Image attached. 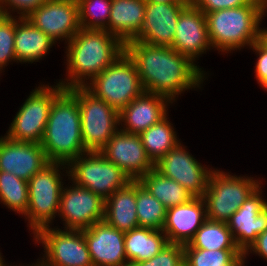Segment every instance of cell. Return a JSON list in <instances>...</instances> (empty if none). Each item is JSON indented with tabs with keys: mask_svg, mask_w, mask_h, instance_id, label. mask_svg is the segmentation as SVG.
<instances>
[{
	"mask_svg": "<svg viewBox=\"0 0 267 266\" xmlns=\"http://www.w3.org/2000/svg\"><path fill=\"white\" fill-rule=\"evenodd\" d=\"M125 52L135 63L144 91L169 99L188 89L201 88L206 73L188 57L172 47L157 46L132 40Z\"/></svg>",
	"mask_w": 267,
	"mask_h": 266,
	"instance_id": "6da1fadb",
	"label": "cell"
},
{
	"mask_svg": "<svg viewBox=\"0 0 267 266\" xmlns=\"http://www.w3.org/2000/svg\"><path fill=\"white\" fill-rule=\"evenodd\" d=\"M125 52V45L106 30L83 29L67 43L68 78L59 80L64 89L84 87ZM69 81V82H68Z\"/></svg>",
	"mask_w": 267,
	"mask_h": 266,
	"instance_id": "7a4b0ae2",
	"label": "cell"
},
{
	"mask_svg": "<svg viewBox=\"0 0 267 266\" xmlns=\"http://www.w3.org/2000/svg\"><path fill=\"white\" fill-rule=\"evenodd\" d=\"M41 145L49 162L66 165L87 152L82 141L78 100L67 89L51 106Z\"/></svg>",
	"mask_w": 267,
	"mask_h": 266,
	"instance_id": "3957f363",
	"label": "cell"
},
{
	"mask_svg": "<svg viewBox=\"0 0 267 266\" xmlns=\"http://www.w3.org/2000/svg\"><path fill=\"white\" fill-rule=\"evenodd\" d=\"M266 12L264 0H252L237 8L206 13L212 49L229 53L246 46L251 47L259 40V26Z\"/></svg>",
	"mask_w": 267,
	"mask_h": 266,
	"instance_id": "277c9868",
	"label": "cell"
},
{
	"mask_svg": "<svg viewBox=\"0 0 267 266\" xmlns=\"http://www.w3.org/2000/svg\"><path fill=\"white\" fill-rule=\"evenodd\" d=\"M65 168L66 164L49 162L28 181L29 203L24 216L33 235L50 227L57 216L64 187L60 169Z\"/></svg>",
	"mask_w": 267,
	"mask_h": 266,
	"instance_id": "5b68a950",
	"label": "cell"
},
{
	"mask_svg": "<svg viewBox=\"0 0 267 266\" xmlns=\"http://www.w3.org/2000/svg\"><path fill=\"white\" fill-rule=\"evenodd\" d=\"M254 177L233 176L213 168L203 195L206 217L210 221L227 223L238 208L262 184Z\"/></svg>",
	"mask_w": 267,
	"mask_h": 266,
	"instance_id": "8992f818",
	"label": "cell"
},
{
	"mask_svg": "<svg viewBox=\"0 0 267 266\" xmlns=\"http://www.w3.org/2000/svg\"><path fill=\"white\" fill-rule=\"evenodd\" d=\"M84 87L118 112L144 92L137 67L126 52Z\"/></svg>",
	"mask_w": 267,
	"mask_h": 266,
	"instance_id": "52a82bcc",
	"label": "cell"
},
{
	"mask_svg": "<svg viewBox=\"0 0 267 266\" xmlns=\"http://www.w3.org/2000/svg\"><path fill=\"white\" fill-rule=\"evenodd\" d=\"M67 90L78 100L85 150L100 152L119 130V112L85 87Z\"/></svg>",
	"mask_w": 267,
	"mask_h": 266,
	"instance_id": "ba28073f",
	"label": "cell"
},
{
	"mask_svg": "<svg viewBox=\"0 0 267 266\" xmlns=\"http://www.w3.org/2000/svg\"><path fill=\"white\" fill-rule=\"evenodd\" d=\"M65 176L82 188L90 189L104 200L132 180L101 152L87 151L68 165Z\"/></svg>",
	"mask_w": 267,
	"mask_h": 266,
	"instance_id": "9c48e42d",
	"label": "cell"
},
{
	"mask_svg": "<svg viewBox=\"0 0 267 266\" xmlns=\"http://www.w3.org/2000/svg\"><path fill=\"white\" fill-rule=\"evenodd\" d=\"M64 90L60 83L55 86L39 85L32 90L20 106L5 136L15 141L41 144L51 106Z\"/></svg>",
	"mask_w": 267,
	"mask_h": 266,
	"instance_id": "30bf717a",
	"label": "cell"
},
{
	"mask_svg": "<svg viewBox=\"0 0 267 266\" xmlns=\"http://www.w3.org/2000/svg\"><path fill=\"white\" fill-rule=\"evenodd\" d=\"M33 237L45 250L40 266H93L83 230L45 227Z\"/></svg>",
	"mask_w": 267,
	"mask_h": 266,
	"instance_id": "8fae6325",
	"label": "cell"
},
{
	"mask_svg": "<svg viewBox=\"0 0 267 266\" xmlns=\"http://www.w3.org/2000/svg\"><path fill=\"white\" fill-rule=\"evenodd\" d=\"M104 206L101 196L72 182L63 187L58 216L65 221L64 230H84L104 220Z\"/></svg>",
	"mask_w": 267,
	"mask_h": 266,
	"instance_id": "7c38bea8",
	"label": "cell"
},
{
	"mask_svg": "<svg viewBox=\"0 0 267 266\" xmlns=\"http://www.w3.org/2000/svg\"><path fill=\"white\" fill-rule=\"evenodd\" d=\"M183 146L180 142L168 151L155 163V169L163 176L177 181L194 197H203L213 170L199 163Z\"/></svg>",
	"mask_w": 267,
	"mask_h": 266,
	"instance_id": "4fadbf2b",
	"label": "cell"
},
{
	"mask_svg": "<svg viewBox=\"0 0 267 266\" xmlns=\"http://www.w3.org/2000/svg\"><path fill=\"white\" fill-rule=\"evenodd\" d=\"M26 19L52 40L69 42L81 29L77 0H47Z\"/></svg>",
	"mask_w": 267,
	"mask_h": 266,
	"instance_id": "5bb4252c",
	"label": "cell"
},
{
	"mask_svg": "<svg viewBox=\"0 0 267 266\" xmlns=\"http://www.w3.org/2000/svg\"><path fill=\"white\" fill-rule=\"evenodd\" d=\"M103 156L122 169L132 181H138L155 168L148 157L140 135L120 129L100 151Z\"/></svg>",
	"mask_w": 267,
	"mask_h": 266,
	"instance_id": "9a60e30c",
	"label": "cell"
},
{
	"mask_svg": "<svg viewBox=\"0 0 267 266\" xmlns=\"http://www.w3.org/2000/svg\"><path fill=\"white\" fill-rule=\"evenodd\" d=\"M171 47L194 64L200 55L212 47L206 15L192 2L180 13Z\"/></svg>",
	"mask_w": 267,
	"mask_h": 266,
	"instance_id": "2e32d148",
	"label": "cell"
},
{
	"mask_svg": "<svg viewBox=\"0 0 267 266\" xmlns=\"http://www.w3.org/2000/svg\"><path fill=\"white\" fill-rule=\"evenodd\" d=\"M190 2H146L144 23L136 40L150 45L171 47L180 13Z\"/></svg>",
	"mask_w": 267,
	"mask_h": 266,
	"instance_id": "e0dca14e",
	"label": "cell"
},
{
	"mask_svg": "<svg viewBox=\"0 0 267 266\" xmlns=\"http://www.w3.org/2000/svg\"><path fill=\"white\" fill-rule=\"evenodd\" d=\"M48 163L40 143L0 137V171L12 173L28 182Z\"/></svg>",
	"mask_w": 267,
	"mask_h": 266,
	"instance_id": "ac0fdd59",
	"label": "cell"
},
{
	"mask_svg": "<svg viewBox=\"0 0 267 266\" xmlns=\"http://www.w3.org/2000/svg\"><path fill=\"white\" fill-rule=\"evenodd\" d=\"M261 186L251 194L227 222L236 245L244 253L267 229V201Z\"/></svg>",
	"mask_w": 267,
	"mask_h": 266,
	"instance_id": "d6986e66",
	"label": "cell"
},
{
	"mask_svg": "<svg viewBox=\"0 0 267 266\" xmlns=\"http://www.w3.org/2000/svg\"><path fill=\"white\" fill-rule=\"evenodd\" d=\"M93 266H123L127 263L125 233L100 221L83 230Z\"/></svg>",
	"mask_w": 267,
	"mask_h": 266,
	"instance_id": "ffe728a7",
	"label": "cell"
},
{
	"mask_svg": "<svg viewBox=\"0 0 267 266\" xmlns=\"http://www.w3.org/2000/svg\"><path fill=\"white\" fill-rule=\"evenodd\" d=\"M169 103L173 104L163 96L144 91L119 112L120 130L140 135L167 116Z\"/></svg>",
	"mask_w": 267,
	"mask_h": 266,
	"instance_id": "44dd1931",
	"label": "cell"
},
{
	"mask_svg": "<svg viewBox=\"0 0 267 266\" xmlns=\"http://www.w3.org/2000/svg\"><path fill=\"white\" fill-rule=\"evenodd\" d=\"M207 220L206 204L202 197L167 209L162 228L169 243L188 244L197 230Z\"/></svg>",
	"mask_w": 267,
	"mask_h": 266,
	"instance_id": "7402d4cb",
	"label": "cell"
},
{
	"mask_svg": "<svg viewBox=\"0 0 267 266\" xmlns=\"http://www.w3.org/2000/svg\"><path fill=\"white\" fill-rule=\"evenodd\" d=\"M145 0H112L108 32L124 45L136 40L144 23Z\"/></svg>",
	"mask_w": 267,
	"mask_h": 266,
	"instance_id": "603a6c76",
	"label": "cell"
},
{
	"mask_svg": "<svg viewBox=\"0 0 267 266\" xmlns=\"http://www.w3.org/2000/svg\"><path fill=\"white\" fill-rule=\"evenodd\" d=\"M104 221L113 228L128 232L139 227L136 211V181L116 190L105 199Z\"/></svg>",
	"mask_w": 267,
	"mask_h": 266,
	"instance_id": "cb8c5ba5",
	"label": "cell"
},
{
	"mask_svg": "<svg viewBox=\"0 0 267 266\" xmlns=\"http://www.w3.org/2000/svg\"><path fill=\"white\" fill-rule=\"evenodd\" d=\"M17 17L14 37L16 60L21 63L38 62L56 43L28 19Z\"/></svg>",
	"mask_w": 267,
	"mask_h": 266,
	"instance_id": "d4e9b609",
	"label": "cell"
},
{
	"mask_svg": "<svg viewBox=\"0 0 267 266\" xmlns=\"http://www.w3.org/2000/svg\"><path fill=\"white\" fill-rule=\"evenodd\" d=\"M124 241L127 261L134 263L151 259L169 243L162 230L145 227L125 232Z\"/></svg>",
	"mask_w": 267,
	"mask_h": 266,
	"instance_id": "484cf974",
	"label": "cell"
},
{
	"mask_svg": "<svg viewBox=\"0 0 267 266\" xmlns=\"http://www.w3.org/2000/svg\"><path fill=\"white\" fill-rule=\"evenodd\" d=\"M167 209L189 202L194 196L177 181L163 176L155 168L138 180Z\"/></svg>",
	"mask_w": 267,
	"mask_h": 266,
	"instance_id": "4316f807",
	"label": "cell"
},
{
	"mask_svg": "<svg viewBox=\"0 0 267 266\" xmlns=\"http://www.w3.org/2000/svg\"><path fill=\"white\" fill-rule=\"evenodd\" d=\"M167 117L140 134L146 153L154 164L180 143Z\"/></svg>",
	"mask_w": 267,
	"mask_h": 266,
	"instance_id": "83f0119b",
	"label": "cell"
},
{
	"mask_svg": "<svg viewBox=\"0 0 267 266\" xmlns=\"http://www.w3.org/2000/svg\"><path fill=\"white\" fill-rule=\"evenodd\" d=\"M183 248L206 250L240 249L225 222L206 220L197 230L194 237Z\"/></svg>",
	"mask_w": 267,
	"mask_h": 266,
	"instance_id": "f1b7e54d",
	"label": "cell"
},
{
	"mask_svg": "<svg viewBox=\"0 0 267 266\" xmlns=\"http://www.w3.org/2000/svg\"><path fill=\"white\" fill-rule=\"evenodd\" d=\"M136 211L139 227L162 230L167 208L136 181Z\"/></svg>",
	"mask_w": 267,
	"mask_h": 266,
	"instance_id": "f546056e",
	"label": "cell"
},
{
	"mask_svg": "<svg viewBox=\"0 0 267 266\" xmlns=\"http://www.w3.org/2000/svg\"><path fill=\"white\" fill-rule=\"evenodd\" d=\"M184 249V266H244L240 249Z\"/></svg>",
	"mask_w": 267,
	"mask_h": 266,
	"instance_id": "4dcf8cb0",
	"label": "cell"
},
{
	"mask_svg": "<svg viewBox=\"0 0 267 266\" xmlns=\"http://www.w3.org/2000/svg\"><path fill=\"white\" fill-rule=\"evenodd\" d=\"M0 202L24 215L29 203L28 182L12 173L0 171Z\"/></svg>",
	"mask_w": 267,
	"mask_h": 266,
	"instance_id": "1f68e13d",
	"label": "cell"
},
{
	"mask_svg": "<svg viewBox=\"0 0 267 266\" xmlns=\"http://www.w3.org/2000/svg\"><path fill=\"white\" fill-rule=\"evenodd\" d=\"M77 2L81 28L108 32L112 0H77Z\"/></svg>",
	"mask_w": 267,
	"mask_h": 266,
	"instance_id": "d6a6232c",
	"label": "cell"
},
{
	"mask_svg": "<svg viewBox=\"0 0 267 266\" xmlns=\"http://www.w3.org/2000/svg\"><path fill=\"white\" fill-rule=\"evenodd\" d=\"M16 28V15L0 14V70L3 71L11 61L16 60L14 37ZM9 62V63H8Z\"/></svg>",
	"mask_w": 267,
	"mask_h": 266,
	"instance_id": "836d02e7",
	"label": "cell"
},
{
	"mask_svg": "<svg viewBox=\"0 0 267 266\" xmlns=\"http://www.w3.org/2000/svg\"><path fill=\"white\" fill-rule=\"evenodd\" d=\"M140 266H184L183 245L168 243L151 259L139 262Z\"/></svg>",
	"mask_w": 267,
	"mask_h": 266,
	"instance_id": "e575fe53",
	"label": "cell"
},
{
	"mask_svg": "<svg viewBox=\"0 0 267 266\" xmlns=\"http://www.w3.org/2000/svg\"><path fill=\"white\" fill-rule=\"evenodd\" d=\"M46 2L47 0H0V14L13 16L17 12L19 18H26Z\"/></svg>",
	"mask_w": 267,
	"mask_h": 266,
	"instance_id": "d590c367",
	"label": "cell"
},
{
	"mask_svg": "<svg viewBox=\"0 0 267 266\" xmlns=\"http://www.w3.org/2000/svg\"><path fill=\"white\" fill-rule=\"evenodd\" d=\"M250 48L258 55L255 66V78L262 88L267 90V47L257 40Z\"/></svg>",
	"mask_w": 267,
	"mask_h": 266,
	"instance_id": "8d00e7d4",
	"label": "cell"
},
{
	"mask_svg": "<svg viewBox=\"0 0 267 266\" xmlns=\"http://www.w3.org/2000/svg\"><path fill=\"white\" fill-rule=\"evenodd\" d=\"M205 14L216 10L237 8L249 4L252 0H190Z\"/></svg>",
	"mask_w": 267,
	"mask_h": 266,
	"instance_id": "74e56055",
	"label": "cell"
},
{
	"mask_svg": "<svg viewBox=\"0 0 267 266\" xmlns=\"http://www.w3.org/2000/svg\"><path fill=\"white\" fill-rule=\"evenodd\" d=\"M258 254L262 259L267 261V229L257 236L256 240L250 245V247L244 252L243 264L248 253Z\"/></svg>",
	"mask_w": 267,
	"mask_h": 266,
	"instance_id": "f35d334b",
	"label": "cell"
},
{
	"mask_svg": "<svg viewBox=\"0 0 267 266\" xmlns=\"http://www.w3.org/2000/svg\"><path fill=\"white\" fill-rule=\"evenodd\" d=\"M259 40L267 47V28H260Z\"/></svg>",
	"mask_w": 267,
	"mask_h": 266,
	"instance_id": "ab89813d",
	"label": "cell"
},
{
	"mask_svg": "<svg viewBox=\"0 0 267 266\" xmlns=\"http://www.w3.org/2000/svg\"><path fill=\"white\" fill-rule=\"evenodd\" d=\"M146 2H152V3H171V2H178L179 0H145Z\"/></svg>",
	"mask_w": 267,
	"mask_h": 266,
	"instance_id": "60d3db41",
	"label": "cell"
},
{
	"mask_svg": "<svg viewBox=\"0 0 267 266\" xmlns=\"http://www.w3.org/2000/svg\"><path fill=\"white\" fill-rule=\"evenodd\" d=\"M123 266H140L139 263H134V262H127Z\"/></svg>",
	"mask_w": 267,
	"mask_h": 266,
	"instance_id": "b9f144b4",
	"label": "cell"
},
{
	"mask_svg": "<svg viewBox=\"0 0 267 266\" xmlns=\"http://www.w3.org/2000/svg\"><path fill=\"white\" fill-rule=\"evenodd\" d=\"M4 261L5 260L3 259L1 252H0V266H7Z\"/></svg>",
	"mask_w": 267,
	"mask_h": 266,
	"instance_id": "7bdbcfd3",
	"label": "cell"
},
{
	"mask_svg": "<svg viewBox=\"0 0 267 266\" xmlns=\"http://www.w3.org/2000/svg\"><path fill=\"white\" fill-rule=\"evenodd\" d=\"M31 266H40V265L36 262V264H32Z\"/></svg>",
	"mask_w": 267,
	"mask_h": 266,
	"instance_id": "ee69618b",
	"label": "cell"
},
{
	"mask_svg": "<svg viewBox=\"0 0 267 266\" xmlns=\"http://www.w3.org/2000/svg\"><path fill=\"white\" fill-rule=\"evenodd\" d=\"M265 1V5H266V11H267V0H264Z\"/></svg>",
	"mask_w": 267,
	"mask_h": 266,
	"instance_id": "f6af8a7d",
	"label": "cell"
}]
</instances>
